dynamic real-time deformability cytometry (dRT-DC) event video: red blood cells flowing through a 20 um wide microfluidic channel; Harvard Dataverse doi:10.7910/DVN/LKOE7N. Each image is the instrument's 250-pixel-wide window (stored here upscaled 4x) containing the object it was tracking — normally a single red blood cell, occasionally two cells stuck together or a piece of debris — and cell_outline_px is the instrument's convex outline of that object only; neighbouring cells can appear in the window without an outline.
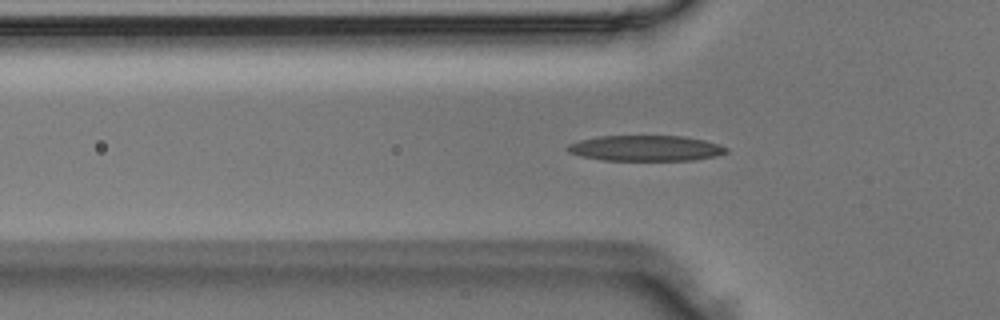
{"species": "Egyptian fruit bat (a non-hibernating species)", "species_latin": "Rousettus aegyptiacus", "temperature_condition": "room temperature", "stored_images_in_passage": 44, "camera_frame_rate_fps": 3000, "um_per_image_px": 0.085, "animal": {"sex": "male"}, "frame": {"image": 1, "passage_image": 10, "time_ms": 3.0, "image_size_px": [1000, 320], "cell_outline_px": [[728, 152], [716, 156], [692, 160], [604, 160], [580, 156], [568, 152], [564, 148], [568, 144], [580, 140], [596, 136], [684, 136], [704, 140], [720, 144], [728, 148]], "centroid_in_image_um": [54.87, 12.59], "position_along_channel_um": 70.9, "area_um2": 23.81}}
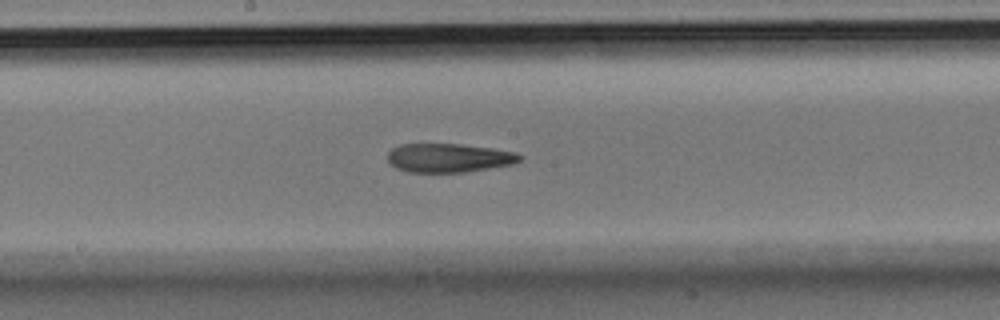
{"frame": {"image": 2, "passage_image": 20, "time_ms": 6.333, "image_size_px": [1000, 320], "cell_outline_px": [[524, 156], [520, 160], [512, 164], [464, 172], [408, 172], [396, 168], [388, 160], [388, 152], [392, 148], [400, 144], [460, 144], [492, 148], [516, 152]], "centroid_in_image_um": [38.15, 13.41], "position_along_channel_um": 210.1, "area_um2": 22.14}}
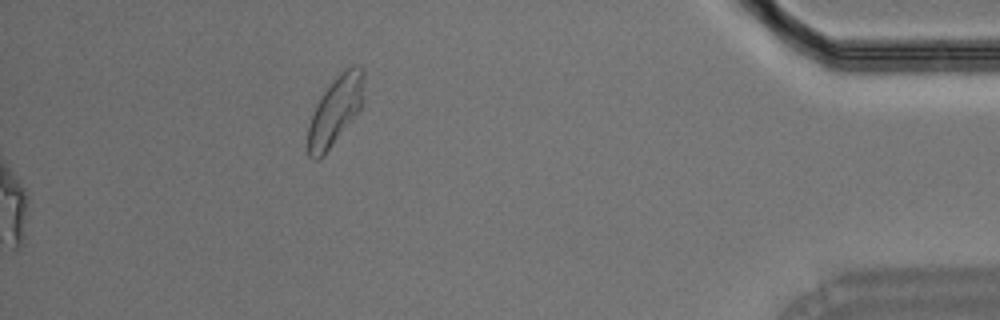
{"frame": {"image": 3, "passage_image": 44, "time_ms": 14.333, "image_size_px": [1000, 320], "cell_outline_px": [[364, 100], [360, 108], [324, 156], [316, 160], [312, 160], [308, 156], [308, 128], [316, 104], [320, 96], [336, 76], [344, 68], [352, 64], [360, 64], [364, 68]], "centroid_in_image_um": [28.53, 9.34], "position_along_channel_um": 406.7, "area_um2": 22.54}}